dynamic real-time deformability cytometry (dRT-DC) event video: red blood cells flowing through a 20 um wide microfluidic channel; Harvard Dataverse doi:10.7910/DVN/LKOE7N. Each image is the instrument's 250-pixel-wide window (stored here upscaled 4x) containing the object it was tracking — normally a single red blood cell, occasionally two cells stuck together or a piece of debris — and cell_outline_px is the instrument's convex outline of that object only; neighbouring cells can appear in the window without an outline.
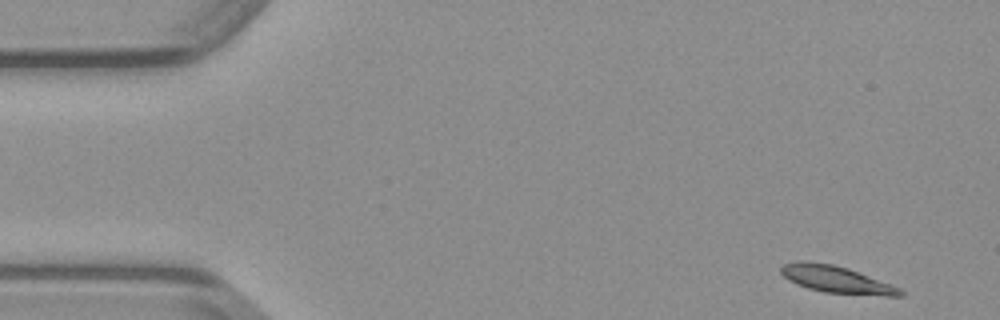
{"species": "common noctule bat (a hibernating species)", "species_latin": "Nyctalus noctula", "temperature_condition": "warm", "stored_images_in_passage": 47, "camera_frame_rate_fps": 3000, "um_per_image_px": 0.085, "animal": {"sex": "male", "body_mass_g": 23.1, "forearm_length_mm": 52.7}, "frame": {"image": 1, "passage_image": 1, "time_ms": 0.0, "image_size_px": [1000, 320], "cell_outline_px": [[904, 296], [884, 296], [824, 292], [808, 288], [796, 284], [788, 280], [780, 272], [780, 268], [784, 264], [832, 264], [848, 268], [892, 284], [900, 288], [904, 292]], "centroid_in_image_um": [71.21, 23.81], "position_along_channel_um": 13.8, "area_um2": 18.15}}
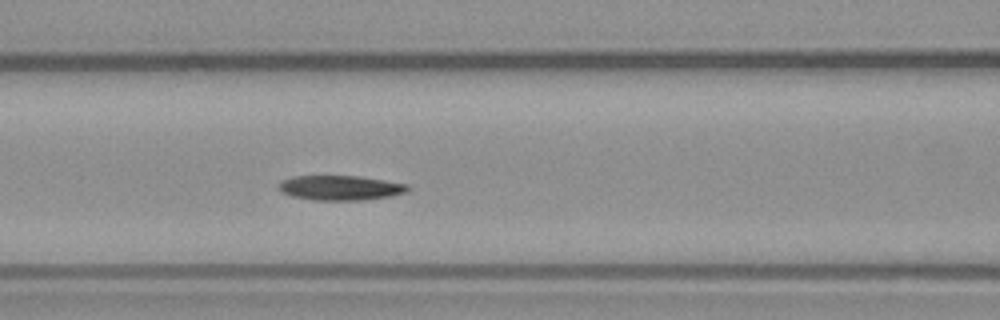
{"frame": {"image": 2, "passage_image": 18, "time_ms": 5.667, "image_size_px": [1000, 320], "cell_outline_px": [[412, 188], [408, 192], [392, 196], [364, 200], [312, 200], [292, 196], [280, 192], [276, 188], [284, 180], [292, 176], [360, 176], [408, 184]], "centroid_in_image_um": [28.97, 15.97], "position_along_channel_um": 137.6, "area_um2": 18.84}}
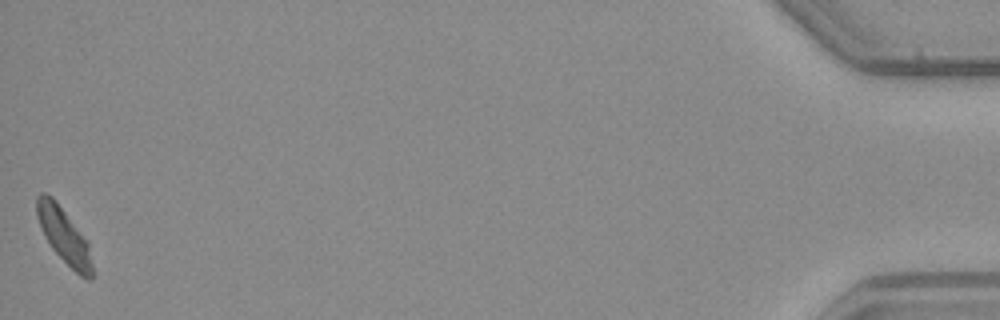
{"frame": {"image": 3, "passage_image": 47, "time_ms": 15.333, "image_size_px": [1000, 320], "cell_outline_px": [[92, 280], [88, 280], [80, 276], [52, 248], [44, 236], [36, 216], [36, 196], [40, 192], [44, 192], [52, 196], [56, 200], [88, 240], [92, 264]], "centroid_in_image_um": [5.43, 19.99], "position_along_channel_um": 429.8, "area_um2": 17.98}}